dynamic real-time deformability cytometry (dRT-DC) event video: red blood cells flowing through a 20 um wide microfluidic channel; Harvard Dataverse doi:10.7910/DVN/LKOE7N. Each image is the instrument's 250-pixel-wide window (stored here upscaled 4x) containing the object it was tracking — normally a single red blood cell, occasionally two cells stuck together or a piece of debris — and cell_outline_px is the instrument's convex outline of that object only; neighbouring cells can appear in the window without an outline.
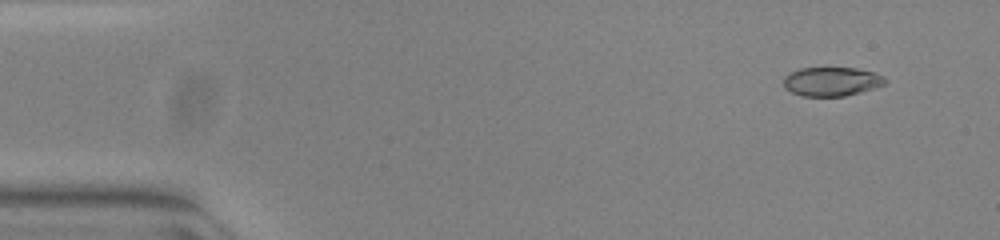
{"species": "common noctule bat (a hibernating species)", "species_latin": "Nyctalus noctula", "temperature_condition": "warm", "stored_images_in_passage": 49, "camera_frame_rate_fps": 3000, "um_per_image_px": 0.085, "animal": {"sex": "female", "body_mass_g": 23.0, "forearm_length_mm": 53.4}, "frame": {"image": 1, "passage_image": 1, "time_ms": 0.0, "image_size_px": [1000, 240], "cell_outline_px": [[888, 80], [884, 84], [860, 92], [844, 96], [804, 96], [792, 92], [784, 88], [784, 76], [788, 72], [800, 68], [856, 68], [876, 72], [884, 76]], "centroid_in_image_um": [70.68, 6.92], "position_along_channel_um": 14.3, "area_um2": 17.22}}
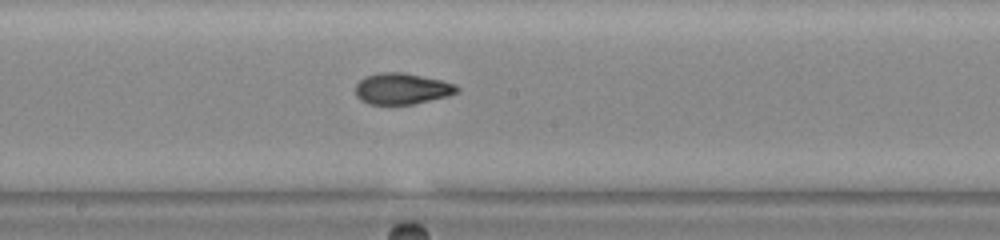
{"frame": {"image": 2, "passage_image": 25, "time_ms": 8.0, "image_size_px": [1000, 240], "cell_outline_px": [[460, 88], [456, 92], [448, 96], [412, 104], [368, 104], [360, 100], [356, 96], [356, 84], [364, 76], [380, 72], [404, 72], [440, 80], [456, 84]], "centroid_in_image_um": [34.14, 7.53], "position_along_channel_um": 214.1, "area_um2": 18.44}}
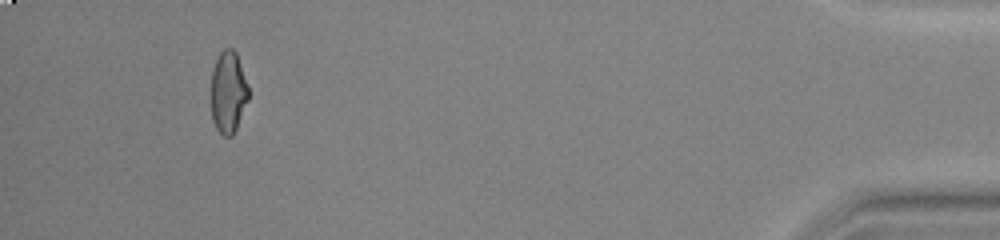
{"frame": {"image": 3, "passage_image": 46, "time_ms": 15.0, "image_size_px": [1000, 240], "cell_outline_px": [[248, 100], [236, 128], [232, 136], [224, 136], [216, 128], [212, 120], [212, 68], [220, 52], [224, 48], [232, 48], [236, 52], [248, 84]], "centroid_in_image_um": [19.4, 7.81], "position_along_channel_um": 415.8, "area_um2": 17.74}, "authors_computed_cell_mechanics": {"area_um2": 18.4382, "velocity_mm_per_s": 3.9047, "shape_relaxation_time_tau1_ms": 6.7384, "shape_relaxation_time_tau2_ms": 1.0612, "deformation_change_tau1": 0.2165, "deformation_change_tau2": 0.0546}}